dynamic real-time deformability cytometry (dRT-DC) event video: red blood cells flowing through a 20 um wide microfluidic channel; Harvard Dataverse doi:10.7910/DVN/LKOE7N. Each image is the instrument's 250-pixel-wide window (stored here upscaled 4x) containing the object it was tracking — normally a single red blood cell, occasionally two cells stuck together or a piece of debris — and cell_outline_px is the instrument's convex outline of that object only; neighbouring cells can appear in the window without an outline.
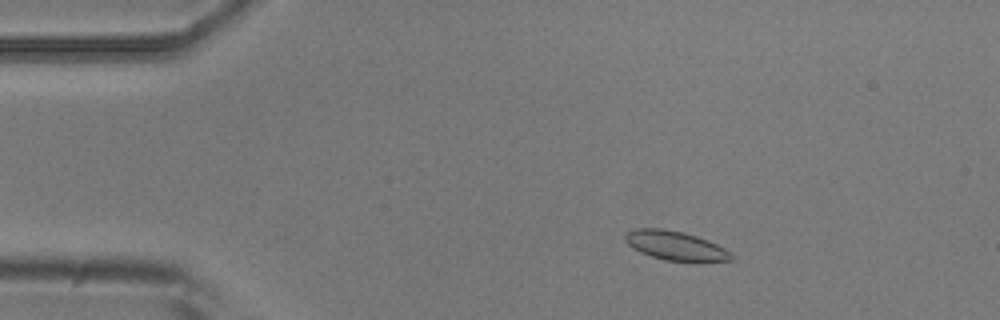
{"species": "common noctule bat (a hibernating species)", "species_latin": "Nyctalus noctula", "temperature_condition": "room temperature", "stored_images_in_passage": 51, "camera_frame_rate_fps": 3000, "um_per_image_px": 0.085, "animal": {"sex": "male", "body_mass_g": 20.5, "forearm_length_mm": 52.5}, "frame": {"image": 1, "passage_image": 6, "time_ms": 1.667, "image_size_px": [1000, 320], "cell_outline_px": [[732, 260], [664, 260], [640, 252], [632, 248], [624, 240], [624, 236], [628, 232], [636, 228], [660, 228], [684, 232], [708, 240], [724, 248], [732, 256]], "centroid_in_image_um": [57.33, 20.85], "position_along_channel_um": 27.7, "area_um2": 17.51}}
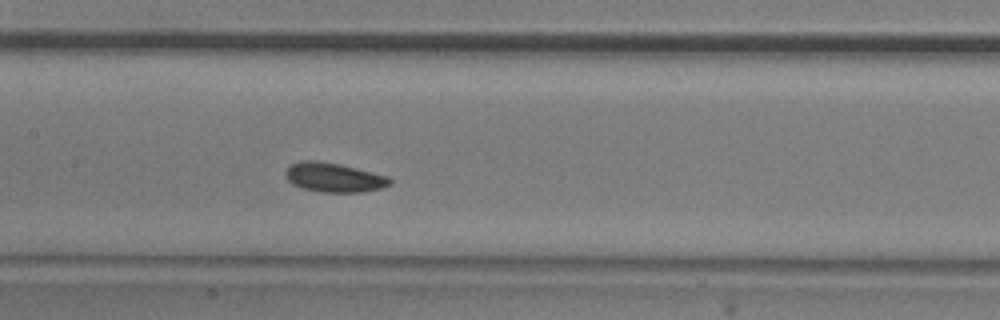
{"frame": {"image": 2, "passage_image": 23, "time_ms": 7.333, "image_size_px": [1000, 320], "cell_outline_px": [[392, 184], [384, 188], [360, 192], [320, 192], [304, 188], [292, 184], [284, 176], [284, 172], [292, 164], [304, 160], [316, 160], [340, 164], [388, 176], [392, 180]], "centroid_in_image_um": [28.4, 15.09], "position_along_channel_um": 179.0, "area_um2": 17.86}}
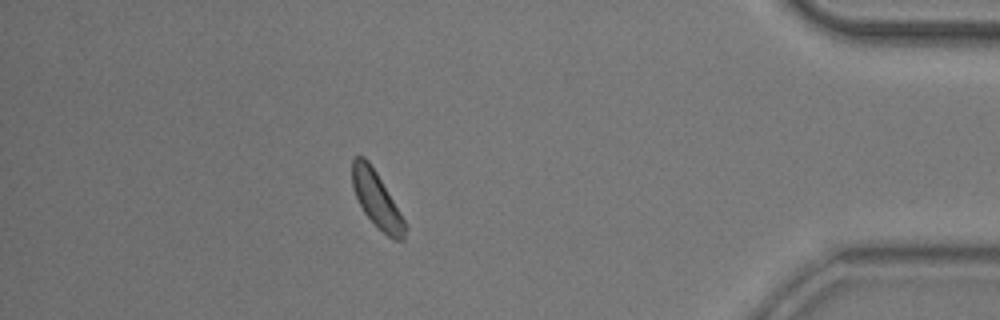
{"frame": {"image": 3, "passage_image": 45, "time_ms": 14.667, "image_size_px": [1000, 320], "cell_outline_px": [[408, 228], [404, 240], [392, 240], [364, 212], [352, 188], [352, 160], [356, 156], [364, 156], [368, 160], [376, 172], [408, 224]], "centroid_in_image_um": [32.05, 16.98], "position_along_channel_um": 403.1, "area_um2": 17.11}, "authors_computed_cell_mechanics": {"area_um2": 17.34, "velocity_mm_per_s": 3.6598, "shape_relaxation_time_tau1_ms": 3.4495, "shape_relaxation_time_tau2_ms": 11.2127, "deformation_change_tau1": 0.0772, "deformation_change_tau2": 0.1625}}